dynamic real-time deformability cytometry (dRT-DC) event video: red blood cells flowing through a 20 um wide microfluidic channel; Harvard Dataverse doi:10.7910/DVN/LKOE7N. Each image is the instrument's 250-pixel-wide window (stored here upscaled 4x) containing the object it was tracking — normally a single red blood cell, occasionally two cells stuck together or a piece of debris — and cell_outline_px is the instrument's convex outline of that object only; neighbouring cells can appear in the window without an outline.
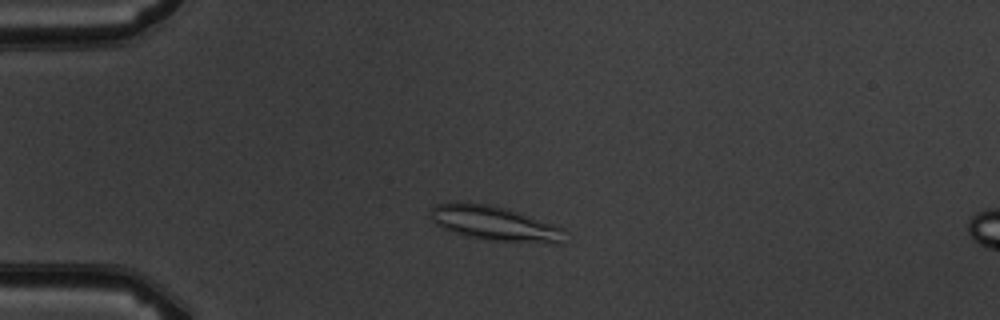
{"species": "common noctule bat (a hibernating species)", "species_latin": "Nyctalus noctula", "temperature_condition": "warm", "stored_images_in_passage": 7, "camera_frame_rate_fps": 3000, "um_per_image_px": 0.085, "animal": {"sex": "male", "body_mass_g": 19.5, "forearm_length_mm": 54.6}, "frame": {"image": 1, "passage_image": 3, "time_ms": 2.333, "image_size_px": [1000, 320], "cell_outline_px": [[564, 244], [552, 244], [484, 240], [464, 236], [444, 228], [436, 224], [432, 220], [432, 208], [436, 204], [460, 200], [488, 204], [504, 208], [564, 228]], "centroid_in_image_um": [42.04, 19.0], "position_along_channel_um": 43.0, "area_um2": 27.28}}
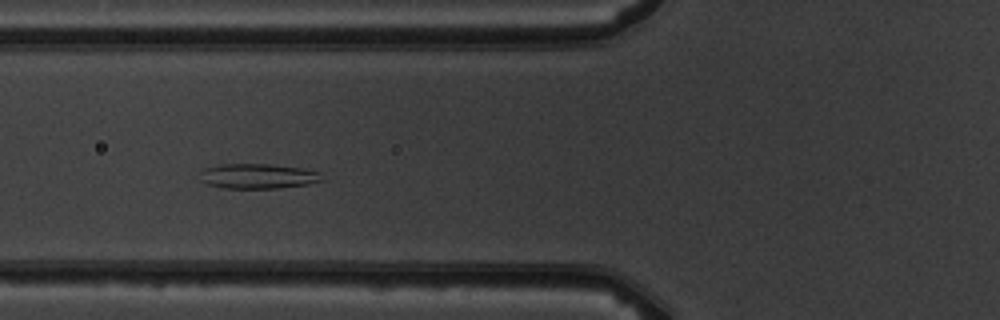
{"frame": {"image": 2, "passage_image": 5, "time_ms": 4.667, "image_size_px": [1000, 320], "cell_outline_px": [[324, 180], [308, 184], [276, 188], [224, 188], [208, 184], [200, 180], [200, 172], [204, 168], [220, 164], [268, 164], [300, 168], [320, 172]], "centroid_in_image_um": [21.9, 14.97], "position_along_channel_um": 103.9, "area_um2": 17.69}}
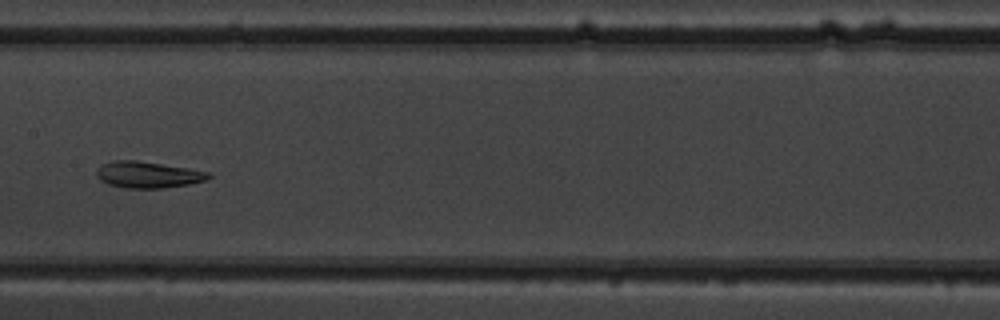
{"frame": {"image": 3, "passage_image": 7, "time_ms": 7.0, "image_size_px": [1000, 320], "cell_outline_px": [[212, 176], [204, 180], [188, 184], [160, 188], [124, 188], [108, 184], [100, 180], [96, 176], [96, 168], [100, 164], [116, 160], [136, 160], [188, 168], [208, 172]], "centroid_in_image_um": [12.5, 14.84], "position_along_channel_um": 194.9, "area_um2": 17.17}}